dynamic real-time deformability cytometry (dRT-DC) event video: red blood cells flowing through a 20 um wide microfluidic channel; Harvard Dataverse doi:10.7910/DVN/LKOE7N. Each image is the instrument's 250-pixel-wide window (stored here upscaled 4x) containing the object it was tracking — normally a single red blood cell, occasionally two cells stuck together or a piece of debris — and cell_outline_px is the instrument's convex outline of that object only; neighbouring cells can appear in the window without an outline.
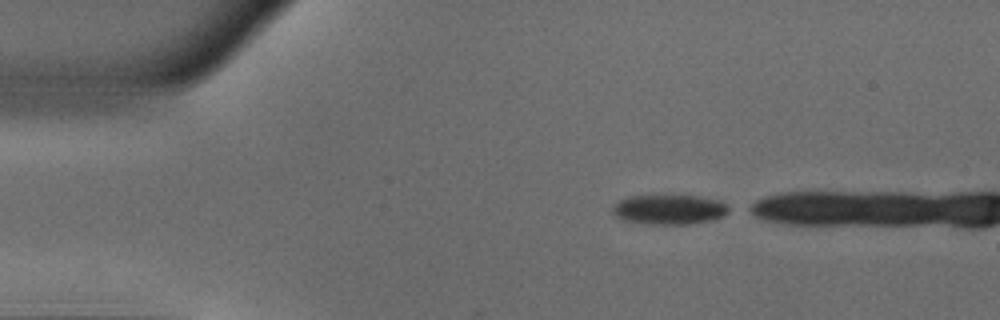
{"species": "common noctule bat (a hibernating species)", "species_latin": "Nyctalus noctula", "temperature_condition": "warm", "stored_images_in_passage": 3, "camera_frame_rate_fps": 3000, "um_per_image_px": 0.085, "animal": {"sex": "male", "body_mass_g": 18.8}, "frame": {"image": 1, "passage_image": 1, "time_ms": 0.0, "image_size_px": [1000, 320], "cell_outline_px": [[732, 208], [724, 216], [712, 220], [688, 224], [648, 224], [624, 220], [616, 216], [612, 212], [612, 208], [620, 200], [632, 196], [696, 196], [724, 200]], "centroid_in_image_um": [56.97, 17.81], "position_along_channel_um": 28.0, "area_um2": 20.23}}